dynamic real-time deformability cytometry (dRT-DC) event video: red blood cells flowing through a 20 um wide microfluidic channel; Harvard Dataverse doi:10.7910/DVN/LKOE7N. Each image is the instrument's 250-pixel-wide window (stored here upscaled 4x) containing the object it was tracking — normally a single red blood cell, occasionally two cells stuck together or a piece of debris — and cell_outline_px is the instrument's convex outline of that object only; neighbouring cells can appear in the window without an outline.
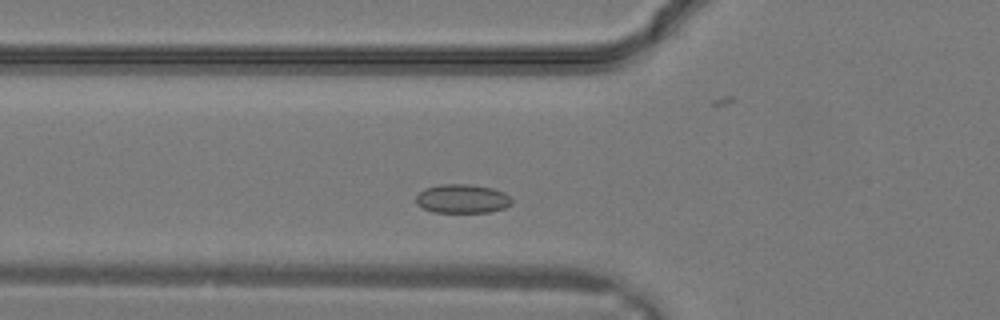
{"species": "common noctule bat (a hibernating species)", "species_latin": "Nyctalus noctula", "temperature_condition": "warm", "stored_images_in_passage": 22, "camera_frame_rate_fps": 3000, "um_per_image_px": 0.085, "animal": {"sex": "male", "body_mass_g": 19.2, "forearm_length_mm": 51.8}, "frame": {"image": 1, "passage_image": 2, "time_ms": 0.333, "image_size_px": [1000, 320], "cell_outline_px": [[512, 204], [504, 208], [488, 212], [432, 212], [416, 204], [416, 196], [424, 188], [440, 184], [468, 184], [492, 188], [504, 192], [512, 200]], "centroid_in_image_um": [39.28, 16.89], "position_along_channel_um": 86.5, "area_um2": 16.13}}
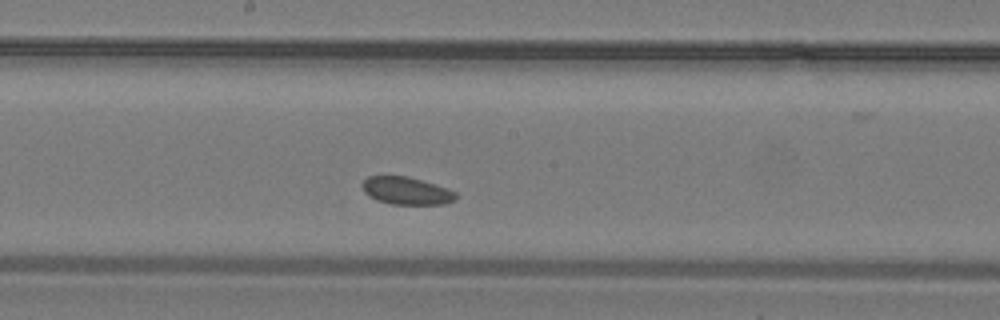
{"frame": {"image": 2, "passage_image": 8, "time_ms": 2.333, "image_size_px": [1000, 320], "cell_outline_px": [[456, 200], [444, 204], [392, 204], [376, 200], [368, 196], [364, 192], [360, 184], [368, 176], [408, 176], [448, 188], [456, 192]], "centroid_in_image_um": [34.53, 16.21], "position_along_channel_um": 213.7, "area_um2": 15.14}}
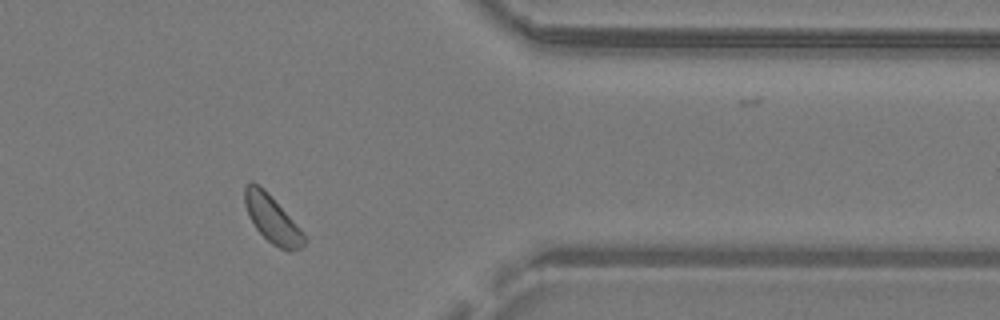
{"frame": {"image": 3, "passage_image": 17, "time_ms": 5.333, "image_size_px": [1000, 320], "cell_outline_px": [[308, 240], [300, 248], [288, 252], [272, 244], [256, 228], [248, 216], [244, 204], [244, 184], [252, 180], [264, 188], [304, 232]], "centroid_in_image_um": [23.13, 18.6], "position_along_channel_um": 388.3, "area_um2": 16.65}}